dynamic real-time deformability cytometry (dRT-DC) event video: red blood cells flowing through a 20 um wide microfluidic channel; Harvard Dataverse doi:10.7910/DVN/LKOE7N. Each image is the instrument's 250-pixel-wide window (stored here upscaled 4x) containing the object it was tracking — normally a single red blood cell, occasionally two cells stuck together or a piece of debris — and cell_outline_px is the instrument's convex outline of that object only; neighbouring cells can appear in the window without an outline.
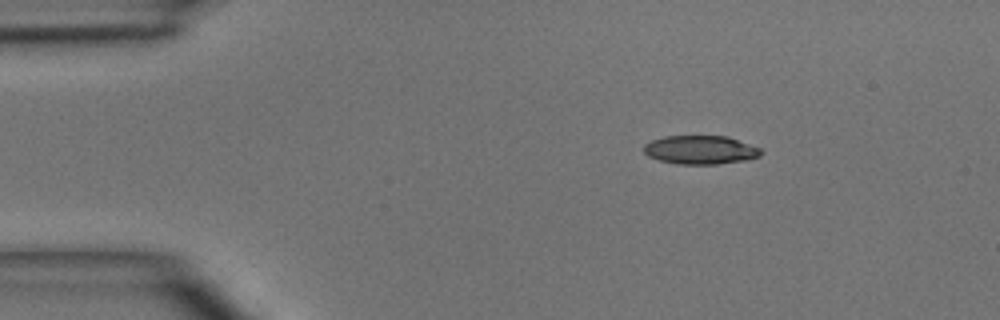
{"species": "common noctule bat (a hibernating species)", "species_latin": "Nyctalus noctula", "temperature_condition": "room temperature", "stored_images_in_passage": 4, "camera_frame_rate_fps": 3000, "um_per_image_px": 0.085, "animal": {"sex": "male", "body_mass_g": 15.6}, "frame": {"image": 1, "passage_image": 1, "time_ms": 0.0, "image_size_px": [1000, 320], "cell_outline_px": [[764, 152], [760, 156], [748, 160], [716, 164], [676, 164], [660, 160], [648, 156], [644, 152], [644, 144], [652, 140], [664, 136], [728, 136], [760, 148]], "centroid_in_image_um": [59.56, 12.74], "position_along_channel_um": 25.4, "area_um2": 19.65}}
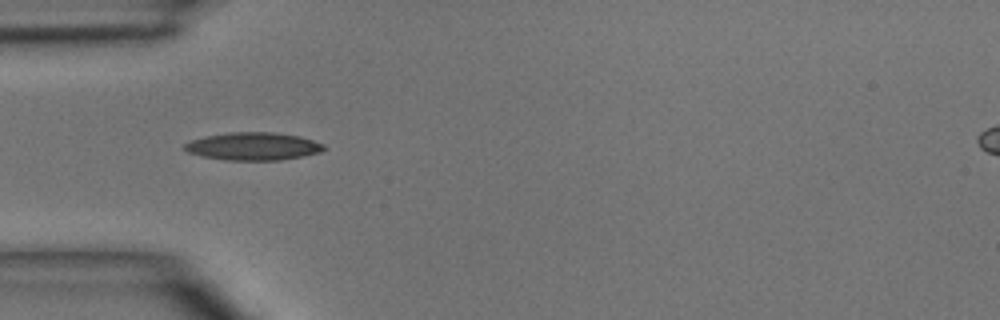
{"frame": {"image": 2, "passage_image": 3, "time_ms": 2.333, "image_size_px": [1000, 320], "cell_outline_px": [[328, 148], [320, 152], [280, 160], [224, 160], [204, 156], [188, 152], [184, 148], [184, 144], [192, 140], [204, 136], [228, 132], [272, 132], [300, 136], [324, 144]], "centroid_in_image_um": [21.53, 12.43], "position_along_channel_um": 63.5, "area_um2": 22.48}}
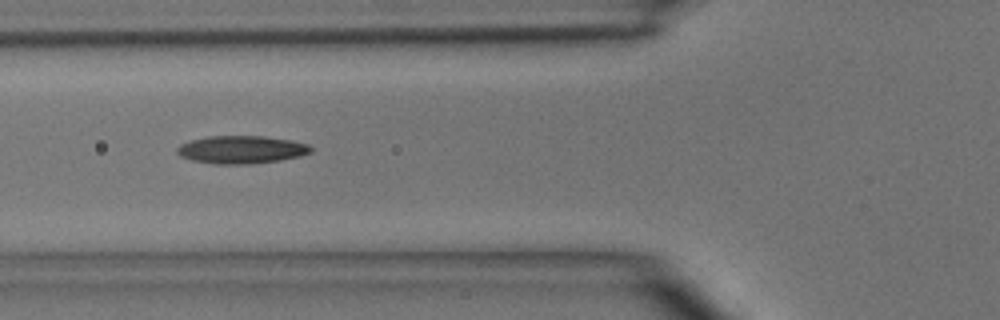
{"frame": {"image": 3, "passage_image": 4, "time_ms": 3.333, "image_size_px": [1000, 320], "cell_outline_px": [[312, 152], [300, 156], [280, 160], [248, 164], [216, 164], [192, 160], [180, 156], [176, 152], [176, 148], [180, 144], [192, 140], [208, 136], [264, 136], [292, 140], [308, 144], [312, 148]], "centroid_in_image_um": [20.52, 12.71], "position_along_channel_um": 105.3, "area_um2": 21.73}}